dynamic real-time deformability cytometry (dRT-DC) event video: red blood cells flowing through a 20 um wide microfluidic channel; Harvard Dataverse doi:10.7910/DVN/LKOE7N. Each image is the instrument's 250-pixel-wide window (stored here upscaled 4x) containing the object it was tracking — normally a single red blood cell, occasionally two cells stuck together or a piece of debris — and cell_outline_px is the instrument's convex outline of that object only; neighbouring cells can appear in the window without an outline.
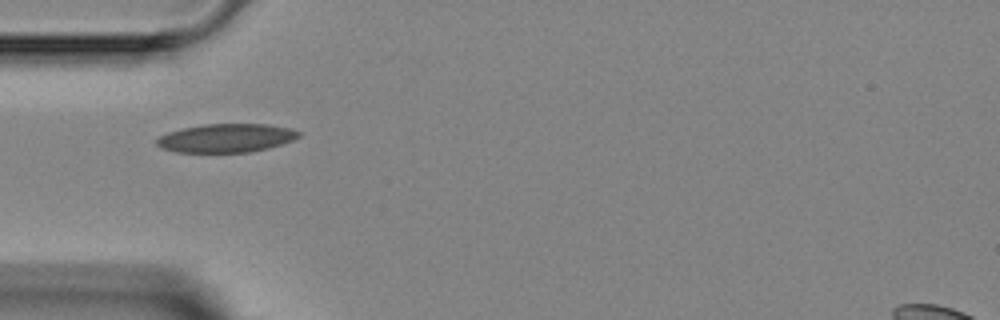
{"species": "Egyptian fruit bat (a non-hibernating species)", "species_latin": "Rousettus aegyptiacus", "temperature_condition": "room temperature", "stored_images_in_passage": 1, "camera_frame_rate_fps": 3000, "um_per_image_px": 0.085, "animal": {"sex": "female"}, "frame": {"image": 1, "passage_image": 1, "time_ms": 0.0, "image_size_px": [1000, 320], "cell_outline_px": [[300, 136], [292, 140], [268, 148], [248, 152], [176, 152], [164, 148], [156, 144], [156, 140], [160, 136], [168, 132], [184, 128], [204, 124], [268, 124], [292, 128], [300, 132]], "centroid_in_image_um": [19.25, 11.73], "position_along_channel_um": 65.7, "area_um2": 23.47}}